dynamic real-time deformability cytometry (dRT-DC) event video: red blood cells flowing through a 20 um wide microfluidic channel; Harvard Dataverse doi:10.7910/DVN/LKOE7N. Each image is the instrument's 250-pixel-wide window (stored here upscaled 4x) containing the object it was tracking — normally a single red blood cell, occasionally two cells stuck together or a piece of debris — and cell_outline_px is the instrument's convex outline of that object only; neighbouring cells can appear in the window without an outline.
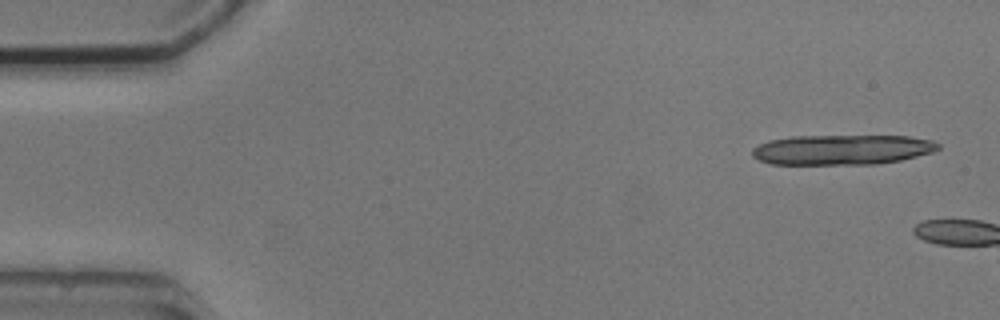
{"species": "common noctule bat (a hibernating species)", "species_latin": "Nyctalus noctula", "temperature_condition": "cold", "stored_images_in_passage": 4, "camera_frame_rate_fps": 3000, "um_per_image_px": 0.085, "animal": {"sex": "male", "body_mass_g": 20.5, "forearm_length_mm": 52.5}, "frame": {"image": 1, "passage_image": 1, "time_ms": 0.0, "image_size_px": [1000, 320], "cell_outline_px": [[940, 148], [932, 152], [900, 160], [876, 164], [772, 164], [760, 160], [752, 156], [752, 148], [768, 140], [792, 136], [908, 136], [932, 140], [940, 144]], "centroid_in_image_um": [71.57, 12.72], "position_along_channel_um": 13.4, "area_um2": 32.54}}